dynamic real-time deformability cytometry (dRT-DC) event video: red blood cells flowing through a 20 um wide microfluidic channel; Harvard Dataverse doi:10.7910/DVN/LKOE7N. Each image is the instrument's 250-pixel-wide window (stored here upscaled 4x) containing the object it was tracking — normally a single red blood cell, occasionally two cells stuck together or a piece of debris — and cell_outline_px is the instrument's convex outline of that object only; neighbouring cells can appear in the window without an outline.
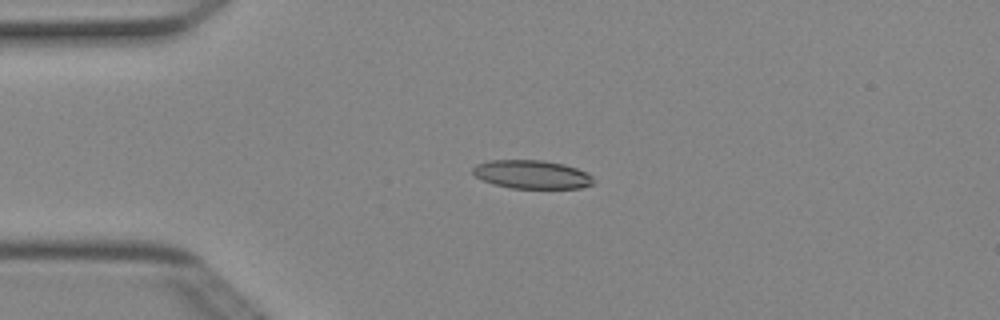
{"species": "Egyptian fruit bat (a non-hibernating species)", "species_latin": "Rousettus aegyptiacus", "temperature_condition": "cold", "stored_images_in_passage": 4, "camera_frame_rate_fps": 3000, "um_per_image_px": 0.085, "animal": {"sex": "female"}, "frame": {"image": 1, "passage_image": 3, "time_ms": 0.667, "image_size_px": [1000, 320], "cell_outline_px": [[596, 180], [592, 184], [580, 188], [512, 188], [492, 184], [476, 176], [472, 172], [472, 168], [476, 164], [488, 160], [544, 160], [564, 164], [588, 172]], "centroid_in_image_um": [45.22, 14.82], "position_along_channel_um": 39.8, "area_um2": 20.17}}